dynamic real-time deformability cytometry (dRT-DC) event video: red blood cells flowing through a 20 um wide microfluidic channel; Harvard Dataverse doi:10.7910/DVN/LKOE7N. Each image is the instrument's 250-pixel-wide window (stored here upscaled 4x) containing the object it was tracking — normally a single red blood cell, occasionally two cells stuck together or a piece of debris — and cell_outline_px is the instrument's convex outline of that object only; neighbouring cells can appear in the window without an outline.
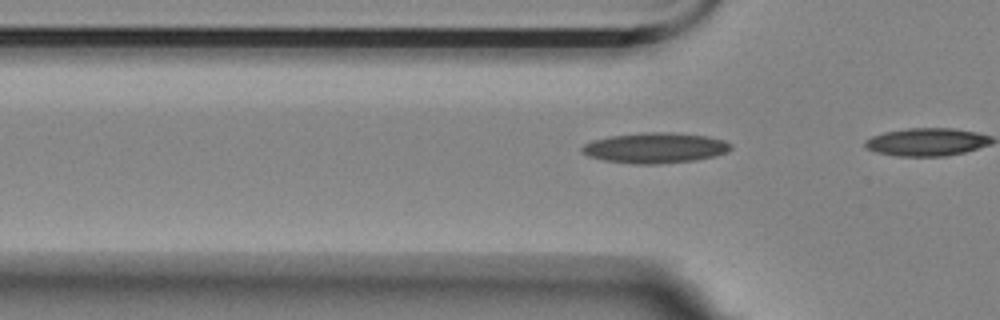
{"species": "Egyptian fruit bat (a non-hibernating species)", "species_latin": "Rousettus aegyptiacus", "temperature_condition": "room temperature", "stored_images_in_passage": 9, "camera_frame_rate_fps": 3000, "um_per_image_px": 0.085, "animal": {"sex": "female"}, "frame": {"image": 1, "passage_image": 8, "time_ms": 2.333, "image_size_px": [1000, 320], "cell_outline_px": [[732, 148], [728, 152], [716, 156], [696, 160], [656, 164], [632, 164], [604, 160], [588, 156], [580, 152], [580, 148], [584, 144], [592, 140], [608, 136], [644, 132], [672, 132], [708, 136], [724, 140], [732, 144]], "centroid_in_image_um": [55.69, 12.57], "position_along_channel_um": 70.1, "area_um2": 26.76}}